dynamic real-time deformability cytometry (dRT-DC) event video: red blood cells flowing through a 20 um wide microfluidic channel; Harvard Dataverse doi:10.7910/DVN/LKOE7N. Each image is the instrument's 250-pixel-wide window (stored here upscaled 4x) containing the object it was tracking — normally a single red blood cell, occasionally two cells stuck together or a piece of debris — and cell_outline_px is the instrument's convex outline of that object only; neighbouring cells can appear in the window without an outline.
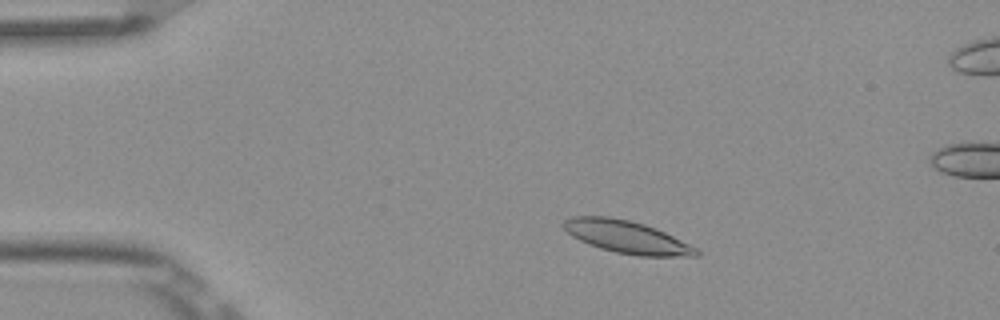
{"species": "Egyptian fruit bat (a non-hibernating species)", "species_latin": "Rousettus aegyptiacus", "temperature_condition": "room temperature", "stored_images_in_passage": 7, "camera_frame_rate_fps": 3000, "um_per_image_px": 0.085, "frame": {"image": 1, "passage_image": 2, "time_ms": 0.333, "image_size_px": [1000, 320], "cell_outline_px": [[700, 256], [640, 256], [616, 252], [600, 248], [588, 244], [572, 236], [560, 224], [564, 220], [572, 216], [608, 216], [628, 220], [644, 224], [656, 228], [696, 248], [700, 252]], "centroid_in_image_um": [53.24, 20.14], "position_along_channel_um": 31.8, "area_um2": 24.97}}
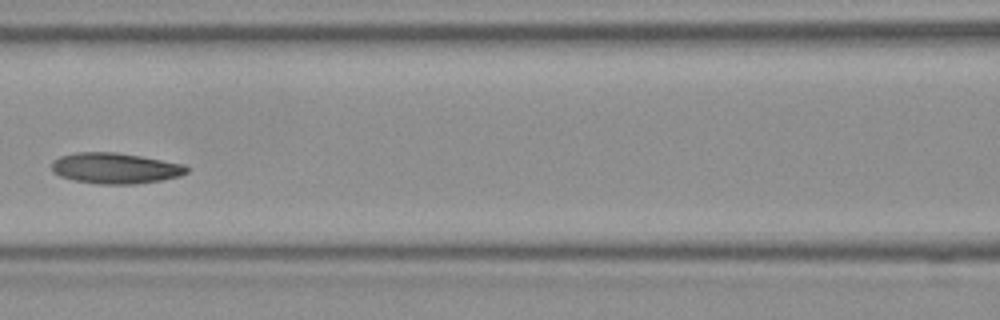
{"frame": {"image": 2, "passage_image": 6, "time_ms": 1.667, "image_size_px": [1000, 320], "cell_outline_px": [[188, 172], [180, 176], [160, 180], [132, 184], [96, 184], [76, 180], [60, 176], [52, 172], [52, 160], [60, 156], [76, 152], [116, 152], [140, 156], [184, 164], [188, 168]], "centroid_in_image_um": [9.77, 14.29], "position_along_channel_um": 156.8, "area_um2": 24.16}}
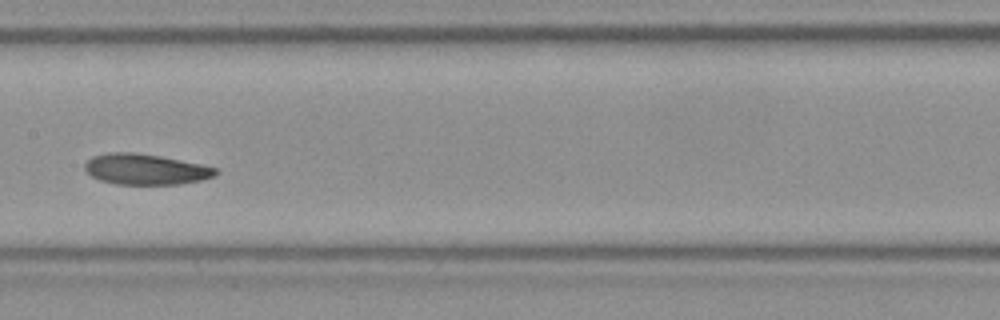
{"frame": {"image": 3, "passage_image": 7, "time_ms": 2.0, "image_size_px": [1000, 320], "cell_outline_px": [[220, 172], [216, 176], [200, 180], [180, 184], [116, 184], [100, 180], [92, 176], [84, 168], [84, 164], [92, 156], [108, 152], [136, 152], [160, 156], [200, 164], [216, 168]], "centroid_in_image_um": [12.37, 14.38], "position_along_channel_um": 195.0, "area_um2": 23.41}}